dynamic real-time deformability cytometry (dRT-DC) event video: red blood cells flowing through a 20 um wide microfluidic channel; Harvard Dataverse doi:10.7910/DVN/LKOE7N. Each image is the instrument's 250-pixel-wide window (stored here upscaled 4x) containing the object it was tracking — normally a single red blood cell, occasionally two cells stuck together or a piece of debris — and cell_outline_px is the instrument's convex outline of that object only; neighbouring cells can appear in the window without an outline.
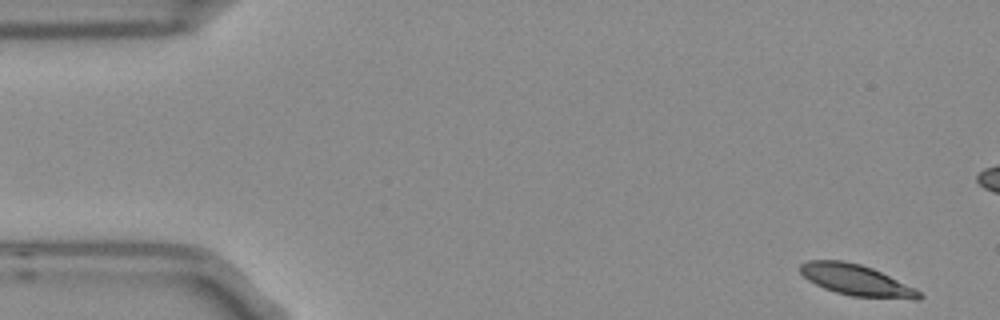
{"species": "Egyptian fruit bat (a non-hibernating species)", "species_latin": "Rousettus aegyptiacus", "temperature_condition": "room temperature", "stored_images_in_passage": 4, "camera_frame_rate_fps": 3000, "um_per_image_px": 0.085, "frame": {"image": 1, "passage_image": 1, "time_ms": 0.0, "image_size_px": [1000, 320], "cell_outline_px": [[924, 296], [920, 300], [912, 300], [852, 296], [836, 292], [824, 288], [808, 280], [800, 272], [800, 264], [808, 260], [840, 260], [860, 264], [872, 268], [916, 288]], "centroid_in_image_um": [72.83, 23.83], "position_along_channel_um": 12.2, "area_um2": 21.62}}